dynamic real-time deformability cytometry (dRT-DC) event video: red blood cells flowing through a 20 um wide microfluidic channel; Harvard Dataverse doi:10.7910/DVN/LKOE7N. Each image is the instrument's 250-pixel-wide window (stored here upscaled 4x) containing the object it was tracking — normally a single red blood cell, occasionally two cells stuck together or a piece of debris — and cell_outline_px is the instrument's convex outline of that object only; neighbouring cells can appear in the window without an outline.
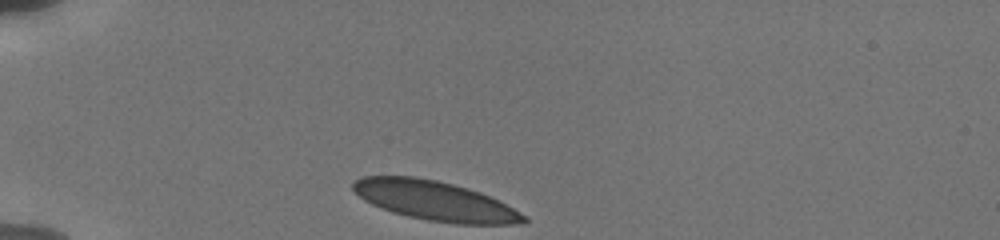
{"species": "human", "species_latin": "Homo sapiens", "temperature_condition": "cold", "stored_images_in_passage": 33, "camera_frame_rate_fps": 3000, "um_per_image_px": 0.085, "donor": {"sex": "male"}, "frame": {"image": 1, "passage_image": 1, "time_ms": 0.0, "image_size_px": [1000, 240], "cell_outline_px": [[528, 220], [524, 224], [456, 224], [428, 220], [408, 216], [392, 212], [380, 208], [364, 200], [352, 188], [352, 184], [360, 176], [412, 176], [436, 180], [452, 184], [480, 192], [520, 212]], "centroid_in_image_um": [36.94, 17.07], "position_along_channel_um": 48.1, "area_um2": 38.9}}
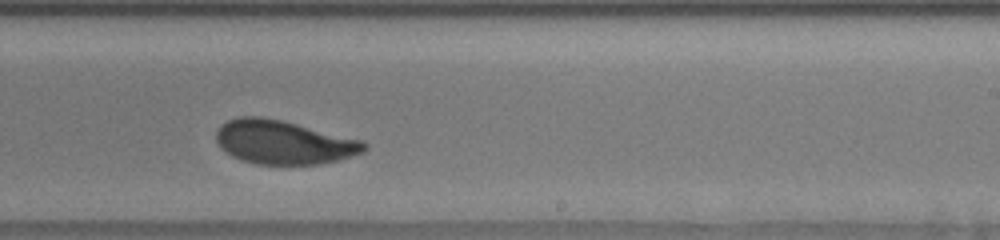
{"frame": {"image": 2, "passage_image": 21, "time_ms": 6.667, "image_size_px": [1000, 240], "cell_outline_px": [[368, 148], [364, 152], [336, 160], [316, 164], [256, 164], [240, 160], [232, 156], [220, 148], [216, 140], [216, 132], [220, 124], [228, 120], [240, 116], [260, 116], [280, 120], [364, 140], [368, 144]], "centroid_in_image_um": [24.09, 12.08], "position_along_channel_um": 264.9, "area_um2": 37.8}}
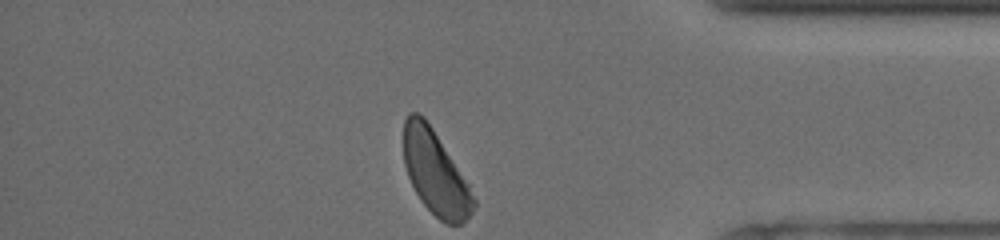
{"frame": {"image": 3, "passage_image": 33, "time_ms": 10.667, "image_size_px": [1000, 240], "cell_outline_px": [[476, 204], [472, 212], [460, 224], [448, 224], [440, 220], [420, 200], [408, 176], [404, 164], [404, 120], [408, 112], [420, 112], [424, 116], [432, 128], [468, 184], [476, 200]], "centroid_in_image_um": [36.98, 14.67], "position_along_channel_um": 398.2, "area_um2": 33.64}, "authors_computed_cell_mechanics": {"area_um2": 38.4948, "velocity_mm_per_s": 3.7825, "shape_relaxation_time_tau1_ms": 5.2171, "shape_relaxation_time_tau2_ms": null, "deformation_change_tau1": 0.1253, "deformation_change_tau2": null}}